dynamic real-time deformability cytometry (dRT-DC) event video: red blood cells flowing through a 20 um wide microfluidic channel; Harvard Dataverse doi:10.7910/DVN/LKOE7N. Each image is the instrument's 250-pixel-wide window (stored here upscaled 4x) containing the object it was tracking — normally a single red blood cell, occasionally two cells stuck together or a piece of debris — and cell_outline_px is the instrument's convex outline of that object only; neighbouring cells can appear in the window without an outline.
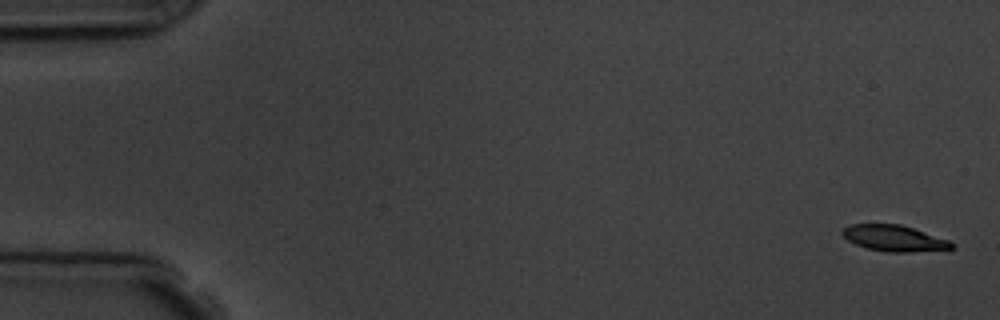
{"species": "common noctule bat (a hibernating species)", "species_latin": "Nyctalus noctula", "temperature_condition": "room temperature", "stored_images_in_passage": 3, "camera_frame_rate_fps": 3000, "um_per_image_px": 0.085, "animal": {"sex": "male", "body_mass_g": 19.5, "forearm_length_mm": 54.6}, "frame": {"image": 1, "passage_image": 1, "time_ms": 0.0, "image_size_px": [1000, 320], "cell_outline_px": [[956, 244], [952, 248], [912, 252], [888, 252], [868, 248], [856, 244], [848, 240], [840, 232], [848, 224], [900, 224], [948, 240]], "centroid_in_image_um": [75.97, 20.24], "position_along_channel_um": 9.0, "area_um2": 16.36}}